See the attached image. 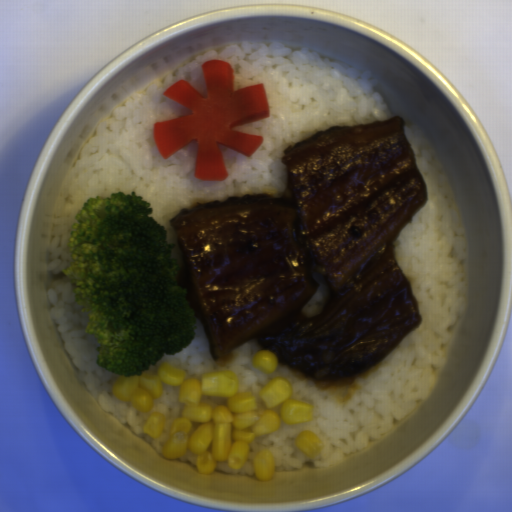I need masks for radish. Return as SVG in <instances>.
<instances>
[{"label": "radish", "instance_id": "obj_1", "mask_svg": "<svg viewBox=\"0 0 512 512\" xmlns=\"http://www.w3.org/2000/svg\"><path fill=\"white\" fill-rule=\"evenodd\" d=\"M201 68L204 94L182 79L163 92L189 108V115L154 123L153 141L164 160L195 144L193 176L203 182H219L228 178L219 145L252 156L263 136L242 133L235 127L268 119L270 109L263 83L235 90L229 62L211 59Z\"/></svg>", "mask_w": 512, "mask_h": 512}]
</instances>
